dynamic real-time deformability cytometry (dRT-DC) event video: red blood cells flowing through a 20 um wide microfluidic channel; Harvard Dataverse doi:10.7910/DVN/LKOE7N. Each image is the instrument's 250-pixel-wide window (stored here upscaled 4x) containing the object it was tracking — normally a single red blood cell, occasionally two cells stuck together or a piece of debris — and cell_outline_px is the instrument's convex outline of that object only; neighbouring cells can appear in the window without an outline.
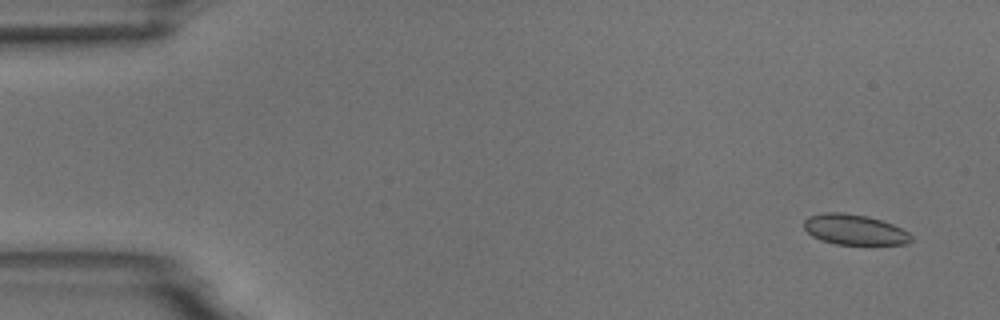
{"species": "common noctule bat (a hibernating species)", "species_latin": "Nyctalus noctula", "temperature_condition": "room temperature", "stored_images_in_passage": 4, "camera_frame_rate_fps": 3000, "um_per_image_px": 0.085, "animal": {"sex": "male", "body_mass_g": 18.8}, "frame": {"image": 1, "passage_image": 1, "time_ms": 0.0, "image_size_px": [1000, 320], "cell_outline_px": [[912, 240], [908, 244], [836, 244], [820, 240], [812, 236], [804, 228], [804, 220], [808, 216], [824, 212], [844, 212], [868, 216], [892, 224], [908, 232], [912, 236]], "centroid_in_image_um": [72.61, 19.51], "position_along_channel_um": 12.4, "area_um2": 19.02}}